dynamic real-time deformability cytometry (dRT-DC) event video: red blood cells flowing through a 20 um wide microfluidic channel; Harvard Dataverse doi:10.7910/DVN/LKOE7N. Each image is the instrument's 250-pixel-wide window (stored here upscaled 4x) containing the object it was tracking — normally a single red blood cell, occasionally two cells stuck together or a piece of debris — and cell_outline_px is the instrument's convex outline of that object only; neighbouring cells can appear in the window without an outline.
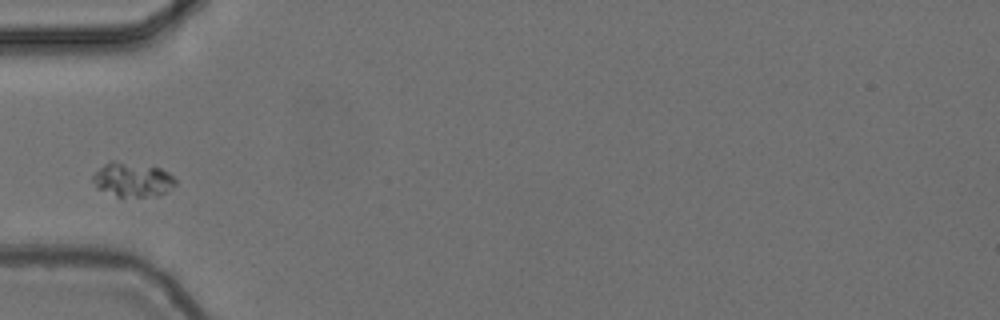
{"species": "common noctule bat (a hibernating species)", "species_latin": "Nyctalus noctula", "temperature_condition": "cold", "stored_images_in_passage": 33, "camera_frame_rate_fps": 3000, "um_per_image_px": 0.085, "animal": {"sex": "female", "body_mass_g": 24.6, "forearm_length_mm": 56.2}, "frame": {"image": 1, "passage_image": 1, "time_ms": 0.0, "image_size_px": [1000, 320], "cell_outline_px": [[176, 184], [160, 196], [120, 200], [96, 188], [92, 180], [92, 176], [104, 164], [112, 160], [160, 168], [168, 172], [176, 180]], "centroid_in_image_um": [11.24, 15.34], "position_along_channel_um": 73.8, "area_um2": 17.17}}
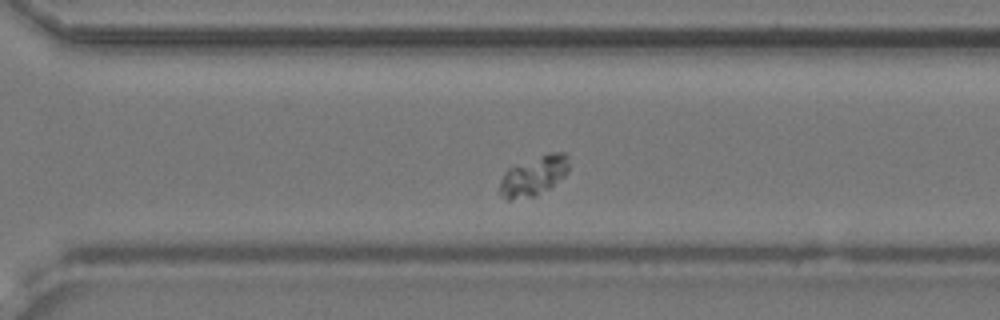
{"frame": {"image": 2, "passage_image": 22, "time_ms": 7.0, "image_size_px": [1000, 320], "cell_outline_px": [[568, 172], [564, 176], [548, 188], [536, 196], [512, 200], [508, 200], [500, 192], [500, 180], [504, 172], [508, 168], [516, 164], [548, 152], [564, 152], [568, 156]], "centroid_in_image_um": [45.36, 14.93], "position_along_channel_um": 325.2, "area_um2": 16.01}}
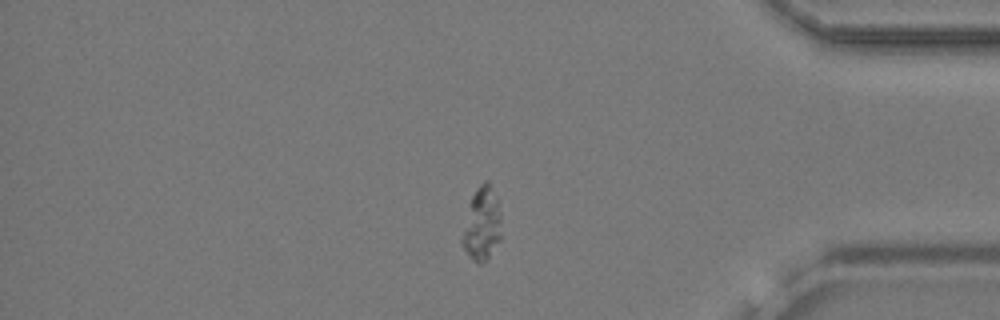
{"frame": {"image": 3, "passage_image": 30, "time_ms": 9.667, "image_size_px": [1000, 320], "cell_outline_px": [[500, 240], [488, 256], [480, 264], [476, 264], [468, 256], [460, 240], [472, 196], [476, 188], [484, 180], [488, 180], [496, 196], [500, 216]], "centroid_in_image_um": [40.95, 19.04], "position_along_channel_um": 394.3, "area_um2": 16.42}}